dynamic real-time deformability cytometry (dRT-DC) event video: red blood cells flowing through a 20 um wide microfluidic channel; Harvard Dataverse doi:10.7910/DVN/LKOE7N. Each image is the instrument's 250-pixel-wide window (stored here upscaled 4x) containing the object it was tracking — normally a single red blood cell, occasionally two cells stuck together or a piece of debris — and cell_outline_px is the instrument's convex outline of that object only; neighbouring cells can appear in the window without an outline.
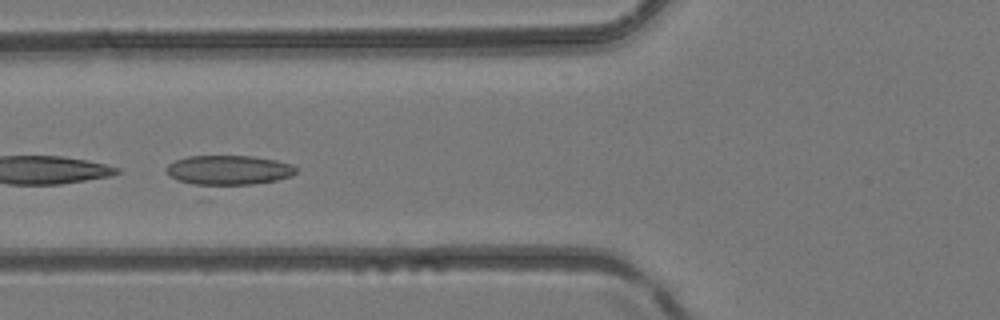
{"species": "common noctule bat (a hibernating species)", "species_latin": "Nyctalus noctula", "temperature_condition": "room temperature", "stored_images_in_passage": 5, "camera_frame_rate_fps": 3000, "um_per_image_px": 0.085, "animal": {"sex": "female", "body_mass_g": 24.6, "forearm_length_mm": 56.2}, "frame": {"image": 1, "passage_image": 5, "time_ms": 1.333, "image_size_px": [1000, 320], "cell_outline_px": [[296, 172], [292, 176], [208, 200], [176, 180], [164, 168], [168, 164], [176, 160], [188, 156], [252, 156], [276, 160], [292, 164], [296, 168]], "centroid_in_image_um": [19.3, 14.74], "position_along_channel_um": 106.5, "area_um2": 27.22}}